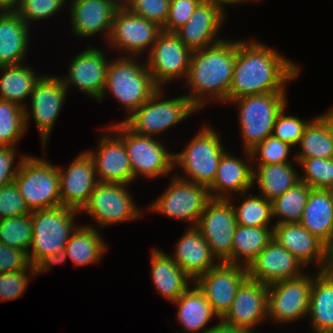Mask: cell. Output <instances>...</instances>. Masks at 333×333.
Segmentation results:
<instances>
[{
	"mask_svg": "<svg viewBox=\"0 0 333 333\" xmlns=\"http://www.w3.org/2000/svg\"><path fill=\"white\" fill-rule=\"evenodd\" d=\"M297 146L299 152L294 154L297 163L307 158H333V136L319 116L312 118L305 127Z\"/></svg>",
	"mask_w": 333,
	"mask_h": 333,
	"instance_id": "37",
	"label": "cell"
},
{
	"mask_svg": "<svg viewBox=\"0 0 333 333\" xmlns=\"http://www.w3.org/2000/svg\"><path fill=\"white\" fill-rule=\"evenodd\" d=\"M26 134L24 108L6 100H0V146L17 147Z\"/></svg>",
	"mask_w": 333,
	"mask_h": 333,
	"instance_id": "40",
	"label": "cell"
},
{
	"mask_svg": "<svg viewBox=\"0 0 333 333\" xmlns=\"http://www.w3.org/2000/svg\"><path fill=\"white\" fill-rule=\"evenodd\" d=\"M191 53L176 33L161 31L144 61L154 83L165 89L171 81L185 80Z\"/></svg>",
	"mask_w": 333,
	"mask_h": 333,
	"instance_id": "14",
	"label": "cell"
},
{
	"mask_svg": "<svg viewBox=\"0 0 333 333\" xmlns=\"http://www.w3.org/2000/svg\"><path fill=\"white\" fill-rule=\"evenodd\" d=\"M68 90L62 79L56 75H41L30 95V108H24L25 127L28 130L30 118L36 125L44 153L51 133L65 103Z\"/></svg>",
	"mask_w": 333,
	"mask_h": 333,
	"instance_id": "12",
	"label": "cell"
},
{
	"mask_svg": "<svg viewBox=\"0 0 333 333\" xmlns=\"http://www.w3.org/2000/svg\"><path fill=\"white\" fill-rule=\"evenodd\" d=\"M286 107L278 114L275 125L273 127L272 135L282 142H285L292 147L298 145L305 127L309 124L311 120H302L297 116L286 115Z\"/></svg>",
	"mask_w": 333,
	"mask_h": 333,
	"instance_id": "45",
	"label": "cell"
},
{
	"mask_svg": "<svg viewBox=\"0 0 333 333\" xmlns=\"http://www.w3.org/2000/svg\"><path fill=\"white\" fill-rule=\"evenodd\" d=\"M327 247L333 240V202L327 189H311L299 222Z\"/></svg>",
	"mask_w": 333,
	"mask_h": 333,
	"instance_id": "31",
	"label": "cell"
},
{
	"mask_svg": "<svg viewBox=\"0 0 333 333\" xmlns=\"http://www.w3.org/2000/svg\"><path fill=\"white\" fill-rule=\"evenodd\" d=\"M246 157H237L226 150L218 163L215 179L208 188L211 199L228 200L232 194L252 189L253 166L250 151ZM252 163V164H251Z\"/></svg>",
	"mask_w": 333,
	"mask_h": 333,
	"instance_id": "25",
	"label": "cell"
},
{
	"mask_svg": "<svg viewBox=\"0 0 333 333\" xmlns=\"http://www.w3.org/2000/svg\"><path fill=\"white\" fill-rule=\"evenodd\" d=\"M104 134L98 148L86 150L93 159L98 182L131 184L134 176L122 138L110 127L103 126Z\"/></svg>",
	"mask_w": 333,
	"mask_h": 333,
	"instance_id": "18",
	"label": "cell"
},
{
	"mask_svg": "<svg viewBox=\"0 0 333 333\" xmlns=\"http://www.w3.org/2000/svg\"><path fill=\"white\" fill-rule=\"evenodd\" d=\"M226 15V10L221 6L201 2L190 19L175 33L191 51L215 45L225 39L218 34L226 21Z\"/></svg>",
	"mask_w": 333,
	"mask_h": 333,
	"instance_id": "24",
	"label": "cell"
},
{
	"mask_svg": "<svg viewBox=\"0 0 333 333\" xmlns=\"http://www.w3.org/2000/svg\"><path fill=\"white\" fill-rule=\"evenodd\" d=\"M319 117L327 125L330 134L333 136V106L330 107L325 113L319 115Z\"/></svg>",
	"mask_w": 333,
	"mask_h": 333,
	"instance_id": "55",
	"label": "cell"
},
{
	"mask_svg": "<svg viewBox=\"0 0 333 333\" xmlns=\"http://www.w3.org/2000/svg\"><path fill=\"white\" fill-rule=\"evenodd\" d=\"M26 63L0 66V100L10 101L25 108L27 98L33 91L37 80L41 77Z\"/></svg>",
	"mask_w": 333,
	"mask_h": 333,
	"instance_id": "35",
	"label": "cell"
},
{
	"mask_svg": "<svg viewBox=\"0 0 333 333\" xmlns=\"http://www.w3.org/2000/svg\"><path fill=\"white\" fill-rule=\"evenodd\" d=\"M79 210L67 206L31 211L32 241L28 250L30 264L34 267L43 257L65 248L76 223Z\"/></svg>",
	"mask_w": 333,
	"mask_h": 333,
	"instance_id": "6",
	"label": "cell"
},
{
	"mask_svg": "<svg viewBox=\"0 0 333 333\" xmlns=\"http://www.w3.org/2000/svg\"><path fill=\"white\" fill-rule=\"evenodd\" d=\"M235 62V39H223L215 45L192 51L183 81L189 88L186 96L199 111L212 101L228 103Z\"/></svg>",
	"mask_w": 333,
	"mask_h": 333,
	"instance_id": "2",
	"label": "cell"
},
{
	"mask_svg": "<svg viewBox=\"0 0 333 333\" xmlns=\"http://www.w3.org/2000/svg\"><path fill=\"white\" fill-rule=\"evenodd\" d=\"M161 31L162 28L154 22L121 5L114 14L107 43L113 50L121 52L118 56L139 57L149 52Z\"/></svg>",
	"mask_w": 333,
	"mask_h": 333,
	"instance_id": "15",
	"label": "cell"
},
{
	"mask_svg": "<svg viewBox=\"0 0 333 333\" xmlns=\"http://www.w3.org/2000/svg\"><path fill=\"white\" fill-rule=\"evenodd\" d=\"M306 183L298 182L272 201V217L277 218L275 225L299 223L311 191Z\"/></svg>",
	"mask_w": 333,
	"mask_h": 333,
	"instance_id": "39",
	"label": "cell"
},
{
	"mask_svg": "<svg viewBox=\"0 0 333 333\" xmlns=\"http://www.w3.org/2000/svg\"><path fill=\"white\" fill-rule=\"evenodd\" d=\"M70 3L67 6L71 5L69 19L73 34L87 39L102 32L107 42L121 0H71Z\"/></svg>",
	"mask_w": 333,
	"mask_h": 333,
	"instance_id": "22",
	"label": "cell"
},
{
	"mask_svg": "<svg viewBox=\"0 0 333 333\" xmlns=\"http://www.w3.org/2000/svg\"><path fill=\"white\" fill-rule=\"evenodd\" d=\"M175 244L172 259L195 282L219 263L196 227H187Z\"/></svg>",
	"mask_w": 333,
	"mask_h": 333,
	"instance_id": "27",
	"label": "cell"
},
{
	"mask_svg": "<svg viewBox=\"0 0 333 333\" xmlns=\"http://www.w3.org/2000/svg\"><path fill=\"white\" fill-rule=\"evenodd\" d=\"M19 0H0V10L15 9Z\"/></svg>",
	"mask_w": 333,
	"mask_h": 333,
	"instance_id": "57",
	"label": "cell"
},
{
	"mask_svg": "<svg viewBox=\"0 0 333 333\" xmlns=\"http://www.w3.org/2000/svg\"><path fill=\"white\" fill-rule=\"evenodd\" d=\"M58 172L61 205L81 211L98 183L92 157L83 151L66 168L58 166Z\"/></svg>",
	"mask_w": 333,
	"mask_h": 333,
	"instance_id": "21",
	"label": "cell"
},
{
	"mask_svg": "<svg viewBox=\"0 0 333 333\" xmlns=\"http://www.w3.org/2000/svg\"><path fill=\"white\" fill-rule=\"evenodd\" d=\"M236 226L232 203L225 199H211L206 204L196 228L206 239L215 258L219 262H226L232 254Z\"/></svg>",
	"mask_w": 333,
	"mask_h": 333,
	"instance_id": "16",
	"label": "cell"
},
{
	"mask_svg": "<svg viewBox=\"0 0 333 333\" xmlns=\"http://www.w3.org/2000/svg\"><path fill=\"white\" fill-rule=\"evenodd\" d=\"M315 271L307 318L313 333H330L333 330V280L323 271Z\"/></svg>",
	"mask_w": 333,
	"mask_h": 333,
	"instance_id": "33",
	"label": "cell"
},
{
	"mask_svg": "<svg viewBox=\"0 0 333 333\" xmlns=\"http://www.w3.org/2000/svg\"><path fill=\"white\" fill-rule=\"evenodd\" d=\"M150 262L154 287L171 303L177 300L194 282L166 251L154 248Z\"/></svg>",
	"mask_w": 333,
	"mask_h": 333,
	"instance_id": "29",
	"label": "cell"
},
{
	"mask_svg": "<svg viewBox=\"0 0 333 333\" xmlns=\"http://www.w3.org/2000/svg\"><path fill=\"white\" fill-rule=\"evenodd\" d=\"M327 253H333V240L331 244L328 246Z\"/></svg>",
	"mask_w": 333,
	"mask_h": 333,
	"instance_id": "59",
	"label": "cell"
},
{
	"mask_svg": "<svg viewBox=\"0 0 333 333\" xmlns=\"http://www.w3.org/2000/svg\"><path fill=\"white\" fill-rule=\"evenodd\" d=\"M306 268L274 238L247 268L248 278L265 285L299 277ZM304 270V271H303Z\"/></svg>",
	"mask_w": 333,
	"mask_h": 333,
	"instance_id": "23",
	"label": "cell"
},
{
	"mask_svg": "<svg viewBox=\"0 0 333 333\" xmlns=\"http://www.w3.org/2000/svg\"><path fill=\"white\" fill-rule=\"evenodd\" d=\"M273 228L237 225L233 237L232 254L226 263L248 268L273 239Z\"/></svg>",
	"mask_w": 333,
	"mask_h": 333,
	"instance_id": "36",
	"label": "cell"
},
{
	"mask_svg": "<svg viewBox=\"0 0 333 333\" xmlns=\"http://www.w3.org/2000/svg\"><path fill=\"white\" fill-rule=\"evenodd\" d=\"M109 126L124 142L134 181L140 176L153 181L162 176L169 177V173L174 171V153L169 152L163 141L153 136L137 134L124 122Z\"/></svg>",
	"mask_w": 333,
	"mask_h": 333,
	"instance_id": "9",
	"label": "cell"
},
{
	"mask_svg": "<svg viewBox=\"0 0 333 333\" xmlns=\"http://www.w3.org/2000/svg\"><path fill=\"white\" fill-rule=\"evenodd\" d=\"M238 103V122L243 150L250 151L272 135L278 114L289 103L287 93H265L234 99Z\"/></svg>",
	"mask_w": 333,
	"mask_h": 333,
	"instance_id": "7",
	"label": "cell"
},
{
	"mask_svg": "<svg viewBox=\"0 0 333 333\" xmlns=\"http://www.w3.org/2000/svg\"><path fill=\"white\" fill-rule=\"evenodd\" d=\"M169 178L168 188L149 205L148 211L159 212L170 219L189 222L188 227H196L206 204L211 200L209 189L177 176Z\"/></svg>",
	"mask_w": 333,
	"mask_h": 333,
	"instance_id": "10",
	"label": "cell"
},
{
	"mask_svg": "<svg viewBox=\"0 0 333 333\" xmlns=\"http://www.w3.org/2000/svg\"><path fill=\"white\" fill-rule=\"evenodd\" d=\"M101 48H89L80 51L68 66L66 76H62L63 84L69 91L70 86H75L91 100L99 101L107 77L109 61Z\"/></svg>",
	"mask_w": 333,
	"mask_h": 333,
	"instance_id": "19",
	"label": "cell"
},
{
	"mask_svg": "<svg viewBox=\"0 0 333 333\" xmlns=\"http://www.w3.org/2000/svg\"><path fill=\"white\" fill-rule=\"evenodd\" d=\"M121 4L132 13L163 28L168 17L170 0H121Z\"/></svg>",
	"mask_w": 333,
	"mask_h": 333,
	"instance_id": "46",
	"label": "cell"
},
{
	"mask_svg": "<svg viewBox=\"0 0 333 333\" xmlns=\"http://www.w3.org/2000/svg\"><path fill=\"white\" fill-rule=\"evenodd\" d=\"M31 241V213L0 220V243L28 253Z\"/></svg>",
	"mask_w": 333,
	"mask_h": 333,
	"instance_id": "41",
	"label": "cell"
},
{
	"mask_svg": "<svg viewBox=\"0 0 333 333\" xmlns=\"http://www.w3.org/2000/svg\"><path fill=\"white\" fill-rule=\"evenodd\" d=\"M268 285L247 278L238 288L229 311L221 319L224 324L248 329L254 333L256 326L268 321Z\"/></svg>",
	"mask_w": 333,
	"mask_h": 333,
	"instance_id": "20",
	"label": "cell"
},
{
	"mask_svg": "<svg viewBox=\"0 0 333 333\" xmlns=\"http://www.w3.org/2000/svg\"><path fill=\"white\" fill-rule=\"evenodd\" d=\"M135 58V59H134ZM138 57L116 56L109 61L106 85L99 99L103 102L106 95L113 96L130 117L144 104L159 87L154 83L145 61Z\"/></svg>",
	"mask_w": 333,
	"mask_h": 333,
	"instance_id": "3",
	"label": "cell"
},
{
	"mask_svg": "<svg viewBox=\"0 0 333 333\" xmlns=\"http://www.w3.org/2000/svg\"><path fill=\"white\" fill-rule=\"evenodd\" d=\"M303 275L268 285V322L291 324L308 317L313 276Z\"/></svg>",
	"mask_w": 333,
	"mask_h": 333,
	"instance_id": "13",
	"label": "cell"
},
{
	"mask_svg": "<svg viewBox=\"0 0 333 333\" xmlns=\"http://www.w3.org/2000/svg\"><path fill=\"white\" fill-rule=\"evenodd\" d=\"M69 0H19L14 9L31 28V24L54 16Z\"/></svg>",
	"mask_w": 333,
	"mask_h": 333,
	"instance_id": "44",
	"label": "cell"
},
{
	"mask_svg": "<svg viewBox=\"0 0 333 333\" xmlns=\"http://www.w3.org/2000/svg\"><path fill=\"white\" fill-rule=\"evenodd\" d=\"M201 0H170L167 20L162 31L176 32L192 16Z\"/></svg>",
	"mask_w": 333,
	"mask_h": 333,
	"instance_id": "49",
	"label": "cell"
},
{
	"mask_svg": "<svg viewBox=\"0 0 333 333\" xmlns=\"http://www.w3.org/2000/svg\"><path fill=\"white\" fill-rule=\"evenodd\" d=\"M32 267L26 251L0 243V273L30 270Z\"/></svg>",
	"mask_w": 333,
	"mask_h": 333,
	"instance_id": "50",
	"label": "cell"
},
{
	"mask_svg": "<svg viewBox=\"0 0 333 333\" xmlns=\"http://www.w3.org/2000/svg\"><path fill=\"white\" fill-rule=\"evenodd\" d=\"M68 259L65 249L58 251L55 254H49L43 257L35 266V275L40 273L47 272L53 265L63 264Z\"/></svg>",
	"mask_w": 333,
	"mask_h": 333,
	"instance_id": "52",
	"label": "cell"
},
{
	"mask_svg": "<svg viewBox=\"0 0 333 333\" xmlns=\"http://www.w3.org/2000/svg\"><path fill=\"white\" fill-rule=\"evenodd\" d=\"M323 272L333 280V253H327V261Z\"/></svg>",
	"mask_w": 333,
	"mask_h": 333,
	"instance_id": "56",
	"label": "cell"
},
{
	"mask_svg": "<svg viewBox=\"0 0 333 333\" xmlns=\"http://www.w3.org/2000/svg\"><path fill=\"white\" fill-rule=\"evenodd\" d=\"M202 2H207V3H214V4H217V5H219V6H221L224 10H226L225 9V7L227 6V5H229V6H232L233 5V7H234V5H238V4H242V3H246V2H259V1H261V0H201ZM226 5V6H225Z\"/></svg>",
	"mask_w": 333,
	"mask_h": 333,
	"instance_id": "54",
	"label": "cell"
},
{
	"mask_svg": "<svg viewBox=\"0 0 333 333\" xmlns=\"http://www.w3.org/2000/svg\"><path fill=\"white\" fill-rule=\"evenodd\" d=\"M30 213L14 182L0 188V220Z\"/></svg>",
	"mask_w": 333,
	"mask_h": 333,
	"instance_id": "48",
	"label": "cell"
},
{
	"mask_svg": "<svg viewBox=\"0 0 333 333\" xmlns=\"http://www.w3.org/2000/svg\"><path fill=\"white\" fill-rule=\"evenodd\" d=\"M208 332L209 333H254L253 331L248 329H241L229 326L227 324H224L221 320L218 322V324L214 325V327L210 329Z\"/></svg>",
	"mask_w": 333,
	"mask_h": 333,
	"instance_id": "53",
	"label": "cell"
},
{
	"mask_svg": "<svg viewBox=\"0 0 333 333\" xmlns=\"http://www.w3.org/2000/svg\"><path fill=\"white\" fill-rule=\"evenodd\" d=\"M273 238L305 267L314 262V266L318 267L317 271L324 270L328 247L300 223L274 225Z\"/></svg>",
	"mask_w": 333,
	"mask_h": 333,
	"instance_id": "26",
	"label": "cell"
},
{
	"mask_svg": "<svg viewBox=\"0 0 333 333\" xmlns=\"http://www.w3.org/2000/svg\"><path fill=\"white\" fill-rule=\"evenodd\" d=\"M300 69L298 63L258 40L237 39L228 102L248 95L286 93V85L298 78Z\"/></svg>",
	"mask_w": 333,
	"mask_h": 333,
	"instance_id": "1",
	"label": "cell"
},
{
	"mask_svg": "<svg viewBox=\"0 0 333 333\" xmlns=\"http://www.w3.org/2000/svg\"><path fill=\"white\" fill-rule=\"evenodd\" d=\"M128 187L129 184L98 182L81 214L84 211L101 229L140 219L143 212L131 197Z\"/></svg>",
	"mask_w": 333,
	"mask_h": 333,
	"instance_id": "11",
	"label": "cell"
},
{
	"mask_svg": "<svg viewBox=\"0 0 333 333\" xmlns=\"http://www.w3.org/2000/svg\"><path fill=\"white\" fill-rule=\"evenodd\" d=\"M300 181L313 189H328L333 184V158H307L299 162Z\"/></svg>",
	"mask_w": 333,
	"mask_h": 333,
	"instance_id": "42",
	"label": "cell"
},
{
	"mask_svg": "<svg viewBox=\"0 0 333 333\" xmlns=\"http://www.w3.org/2000/svg\"><path fill=\"white\" fill-rule=\"evenodd\" d=\"M291 149V145L270 135L251 149L250 154L255 164L295 163V157L288 159Z\"/></svg>",
	"mask_w": 333,
	"mask_h": 333,
	"instance_id": "43",
	"label": "cell"
},
{
	"mask_svg": "<svg viewBox=\"0 0 333 333\" xmlns=\"http://www.w3.org/2000/svg\"><path fill=\"white\" fill-rule=\"evenodd\" d=\"M30 30L14 9L0 10V66L25 63Z\"/></svg>",
	"mask_w": 333,
	"mask_h": 333,
	"instance_id": "28",
	"label": "cell"
},
{
	"mask_svg": "<svg viewBox=\"0 0 333 333\" xmlns=\"http://www.w3.org/2000/svg\"><path fill=\"white\" fill-rule=\"evenodd\" d=\"M299 163L255 164L253 167V186L257 185L262 197L273 201L288 189L300 182V172L295 168ZM255 184V185H254Z\"/></svg>",
	"mask_w": 333,
	"mask_h": 333,
	"instance_id": "32",
	"label": "cell"
},
{
	"mask_svg": "<svg viewBox=\"0 0 333 333\" xmlns=\"http://www.w3.org/2000/svg\"><path fill=\"white\" fill-rule=\"evenodd\" d=\"M91 224L78 225L65 245L68 258L75 266L98 263L106 254L108 243Z\"/></svg>",
	"mask_w": 333,
	"mask_h": 333,
	"instance_id": "34",
	"label": "cell"
},
{
	"mask_svg": "<svg viewBox=\"0 0 333 333\" xmlns=\"http://www.w3.org/2000/svg\"><path fill=\"white\" fill-rule=\"evenodd\" d=\"M42 157L26 155L13 181L30 211L61 205L58 165Z\"/></svg>",
	"mask_w": 333,
	"mask_h": 333,
	"instance_id": "8",
	"label": "cell"
},
{
	"mask_svg": "<svg viewBox=\"0 0 333 333\" xmlns=\"http://www.w3.org/2000/svg\"><path fill=\"white\" fill-rule=\"evenodd\" d=\"M199 130L181 152L174 153V168L185 174L175 176L209 188L226 149L216 129L206 125Z\"/></svg>",
	"mask_w": 333,
	"mask_h": 333,
	"instance_id": "4",
	"label": "cell"
},
{
	"mask_svg": "<svg viewBox=\"0 0 333 333\" xmlns=\"http://www.w3.org/2000/svg\"><path fill=\"white\" fill-rule=\"evenodd\" d=\"M247 278L246 267L219 262L195 283L204 292L217 319L221 320L229 311L238 288Z\"/></svg>",
	"mask_w": 333,
	"mask_h": 333,
	"instance_id": "17",
	"label": "cell"
},
{
	"mask_svg": "<svg viewBox=\"0 0 333 333\" xmlns=\"http://www.w3.org/2000/svg\"><path fill=\"white\" fill-rule=\"evenodd\" d=\"M250 190L239 194L238 198L242 199L239 206L233 197L228 200L232 203L235 211L237 225L248 227H274L271 225L272 217V202L266 200L259 194H251Z\"/></svg>",
	"mask_w": 333,
	"mask_h": 333,
	"instance_id": "38",
	"label": "cell"
},
{
	"mask_svg": "<svg viewBox=\"0 0 333 333\" xmlns=\"http://www.w3.org/2000/svg\"><path fill=\"white\" fill-rule=\"evenodd\" d=\"M327 190L330 193V196H331V199H332V202H333V184Z\"/></svg>",
	"mask_w": 333,
	"mask_h": 333,
	"instance_id": "58",
	"label": "cell"
},
{
	"mask_svg": "<svg viewBox=\"0 0 333 333\" xmlns=\"http://www.w3.org/2000/svg\"><path fill=\"white\" fill-rule=\"evenodd\" d=\"M172 304L178 306L176 320L181 324L182 333H206L214 327L206 326L217 315L195 282Z\"/></svg>",
	"mask_w": 333,
	"mask_h": 333,
	"instance_id": "30",
	"label": "cell"
},
{
	"mask_svg": "<svg viewBox=\"0 0 333 333\" xmlns=\"http://www.w3.org/2000/svg\"><path fill=\"white\" fill-rule=\"evenodd\" d=\"M163 90L164 88H159L130 117L119 122H124L137 134L159 138L158 135H162V132L165 133L199 111L184 94L165 100L166 91Z\"/></svg>",
	"mask_w": 333,
	"mask_h": 333,
	"instance_id": "5",
	"label": "cell"
},
{
	"mask_svg": "<svg viewBox=\"0 0 333 333\" xmlns=\"http://www.w3.org/2000/svg\"><path fill=\"white\" fill-rule=\"evenodd\" d=\"M29 275L31 277L35 276L34 267L30 270L0 273V301L20 299L27 291L26 288L31 279Z\"/></svg>",
	"mask_w": 333,
	"mask_h": 333,
	"instance_id": "47",
	"label": "cell"
},
{
	"mask_svg": "<svg viewBox=\"0 0 333 333\" xmlns=\"http://www.w3.org/2000/svg\"><path fill=\"white\" fill-rule=\"evenodd\" d=\"M17 147H1L0 146V188L14 181L19 170V165L26 154L19 158L17 167L15 159L17 157ZM14 166V167H13Z\"/></svg>",
	"mask_w": 333,
	"mask_h": 333,
	"instance_id": "51",
	"label": "cell"
}]
</instances>
